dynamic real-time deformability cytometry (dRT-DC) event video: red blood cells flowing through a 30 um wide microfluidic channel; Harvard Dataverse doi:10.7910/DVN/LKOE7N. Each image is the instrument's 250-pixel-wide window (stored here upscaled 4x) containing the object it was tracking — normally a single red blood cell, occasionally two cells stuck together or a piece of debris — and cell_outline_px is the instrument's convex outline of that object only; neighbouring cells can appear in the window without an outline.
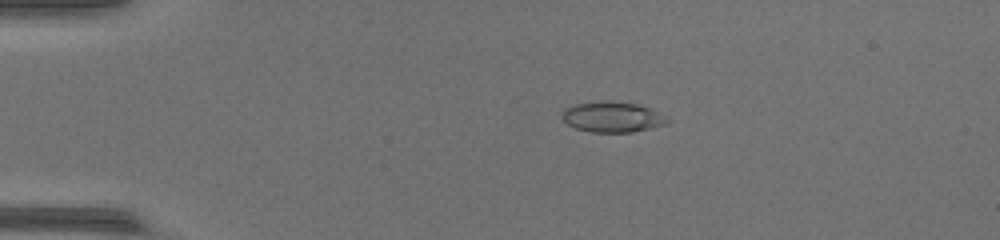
{"species": "common noctule bat (a hibernating species)", "species_latin": "Nyctalus noctula", "temperature_condition": "warm", "stored_images_in_passage": 53, "camera_frame_rate_fps": 3000, "um_per_image_px": 0.085, "animal": {"sex": "female", "body_mass_g": 17.0, "forearm_length_mm": 48.0}, "frame": {"image": 1, "passage_image": 12, "time_ms": 3.667, "image_size_px": [1000, 240], "cell_outline_px": [[672, 120], [664, 124], [632, 132], [592, 132], [576, 128], [568, 124], [560, 116], [564, 108], [576, 104], [600, 100], [604, 100], [636, 104], [648, 108]], "centroid_in_image_um": [51.99, 9.93], "position_along_channel_um": 33.0, "area_um2": 18.5}}
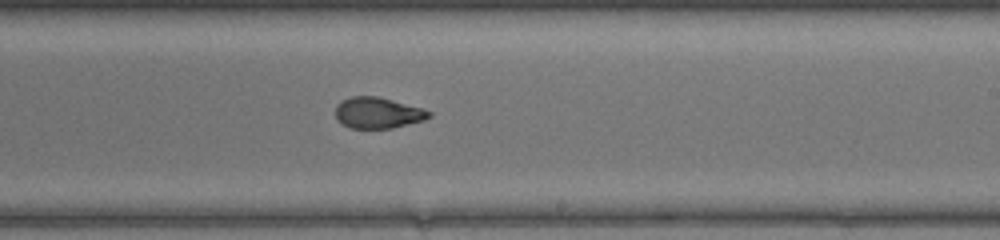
{"frame": {"image": 2, "passage_image": 33, "time_ms": 10.667, "image_size_px": [1000, 240], "cell_outline_px": [[432, 116], [424, 120], [392, 128], [348, 128], [336, 116], [336, 104], [340, 100], [352, 96], [376, 96], [392, 100], [420, 108], [432, 112]], "centroid_in_image_um": [32.1, 9.59], "position_along_channel_um": 256.9, "area_um2": 16.76}}
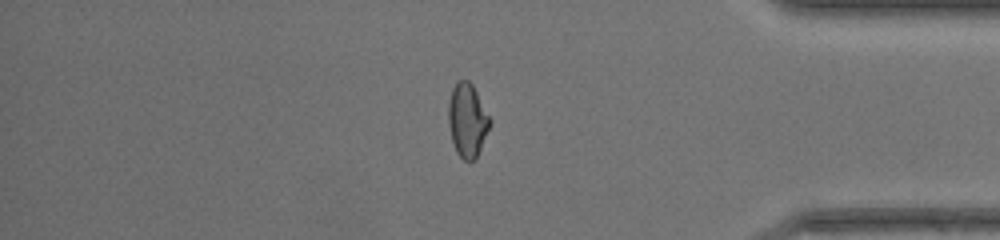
{"frame": {"image": 3, "passage_image": 45, "time_ms": 14.667, "image_size_px": [1000, 240], "cell_outline_px": [[492, 124], [476, 160], [464, 160], [456, 152], [452, 140], [448, 124], [448, 104], [452, 88], [460, 80], [468, 80], [472, 84], [492, 120]], "centroid_in_image_um": [39.75, 10.24], "position_along_channel_um": 395.5, "area_um2": 17.98}}